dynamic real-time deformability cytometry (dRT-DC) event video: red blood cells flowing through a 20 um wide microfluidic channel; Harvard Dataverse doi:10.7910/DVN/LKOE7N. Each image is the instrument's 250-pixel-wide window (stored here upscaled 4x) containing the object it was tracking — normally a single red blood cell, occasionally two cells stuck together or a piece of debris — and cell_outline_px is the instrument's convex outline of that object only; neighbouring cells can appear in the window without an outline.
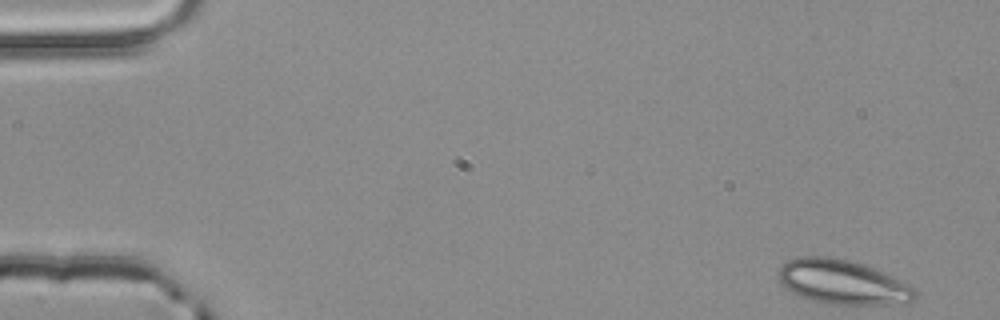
{"species": "common noctule bat (a hibernating species)", "species_latin": "Nyctalus noctula", "temperature_condition": "room temperature", "stored_images_in_passage": 51, "camera_frame_rate_fps": 3000, "um_per_image_px": 0.085, "animal": {"sex": "male", "body_mass_g": 20.4}, "frame": {"image": 1, "passage_image": 1, "time_ms": 0.0, "image_size_px": [1000, 320], "cell_outline_px": [[916, 296], [912, 300], [904, 304], [832, 304], [812, 300], [800, 296], [784, 288], [780, 284], [780, 268], [788, 260], [796, 256], [828, 256], [848, 260], [884, 272], [916, 288]], "centroid_in_image_um": [71.62, 23.98], "position_along_channel_um": 13.4, "area_um2": 35.14}}
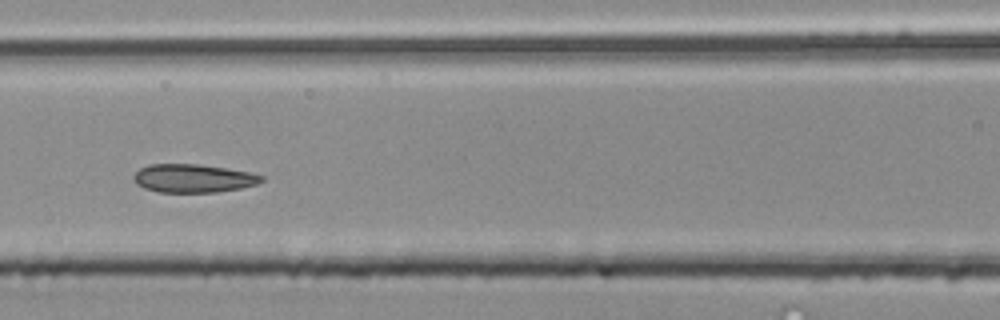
{"frame": {"image": 2, "passage_image": 22, "time_ms": 7.0, "image_size_px": [1000, 320], "cell_outline_px": [[264, 180], [256, 184], [240, 188], [216, 192], [160, 192], [144, 188], [136, 184], [132, 180], [132, 176], [140, 168], [148, 164], [196, 164], [224, 168], [248, 172], [264, 176]], "centroid_in_image_um": [16.37, 15.16], "position_along_channel_um": 150.2, "area_um2": 21.04}}
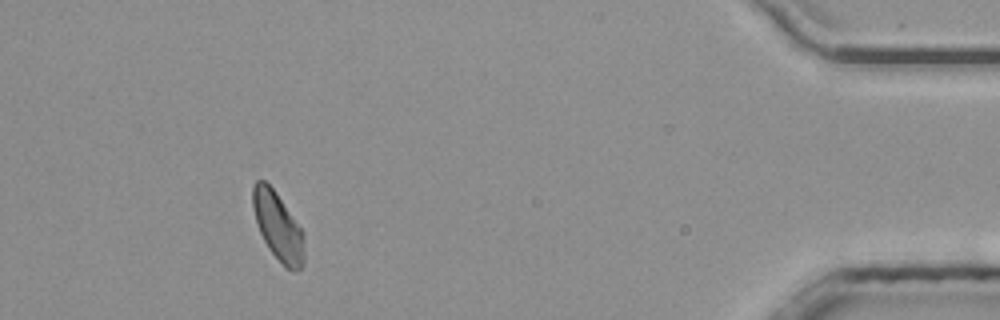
{"frame": {"image": 3, "passage_image": 47, "time_ms": 15.333, "image_size_px": [1000, 320], "cell_outline_px": [[304, 264], [296, 272], [292, 272], [284, 268], [268, 248], [260, 232], [256, 220], [252, 204], [252, 188], [256, 180], [264, 180], [276, 192], [304, 232]], "centroid_in_image_um": [23.65, 19.29], "position_along_channel_um": 411.6, "area_um2": 20.58}, "authors_computed_cell_mechanics": {"area_um2": 21.2704, "velocity_mm_per_s": 3.9005, "shape_relaxation_time_tau1_ms": 9.6836, "shape_relaxation_time_tau2_ms": 1.6147, "deformation_change_tau1": 0.128, "deformation_change_tau2": 0.0641}}